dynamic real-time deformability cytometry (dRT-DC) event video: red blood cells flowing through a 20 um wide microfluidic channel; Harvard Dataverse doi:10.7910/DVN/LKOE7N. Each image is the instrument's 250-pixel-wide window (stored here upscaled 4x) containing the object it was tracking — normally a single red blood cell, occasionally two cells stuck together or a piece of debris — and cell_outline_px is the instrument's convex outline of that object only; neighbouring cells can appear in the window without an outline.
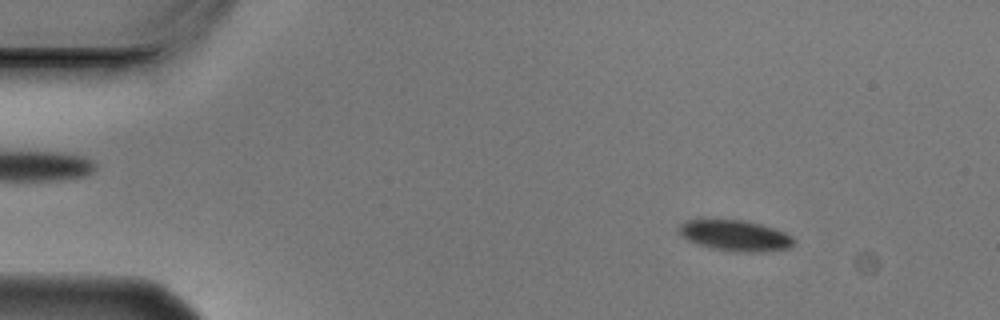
{"species": "Egyptian fruit bat (a non-hibernating species)", "species_latin": "Rousettus aegyptiacus", "temperature_condition": "cold", "stored_images_in_passage": 6, "camera_frame_rate_fps": 3000, "um_per_image_px": 0.085, "animal": {"sex": "male"}, "frame": {"image": 1, "passage_image": 2, "time_ms": 0.333, "image_size_px": [1000, 320], "cell_outline_px": [[796, 240], [788, 248], [764, 252], [736, 252], [712, 248], [696, 244], [680, 236], [676, 228], [680, 224], [688, 220], [744, 220], [760, 224], [784, 232], [792, 236]], "centroid_in_image_um": [62.46, 20.03], "position_along_channel_um": 22.5, "area_um2": 20.69}}
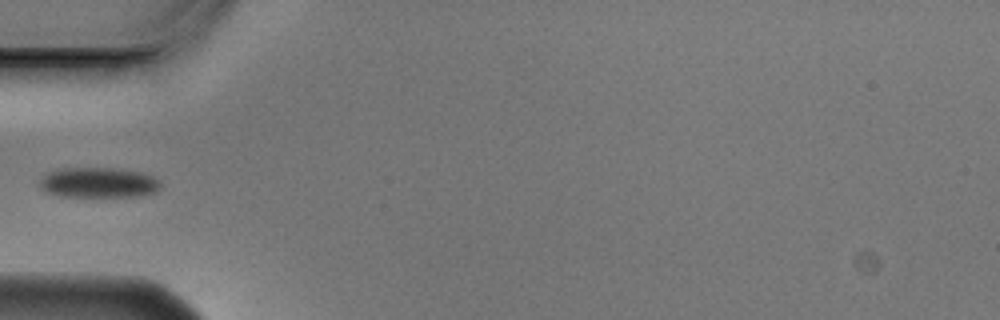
{"frame": {"image": 2, "passage_image": 5, "time_ms": 1.333, "image_size_px": [1000, 320], "cell_outline_px": [[160, 188], [156, 192], [140, 196], [60, 196], [48, 192], [40, 188], [40, 180], [48, 172], [60, 168], [112, 168], [144, 172], [160, 180]], "centroid_in_image_um": [8.4, 15.51], "position_along_channel_um": 76.6, "area_um2": 21.33}}
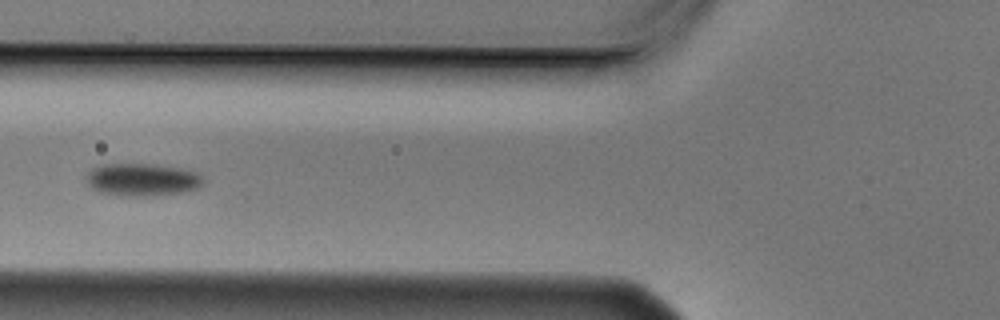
{"frame": {"image": 3, "passage_image": 6, "time_ms": 1.667, "image_size_px": [1000, 320], "cell_outline_px": [[204, 184], [200, 188], [184, 192], [144, 196], [132, 196], [100, 192], [92, 188], [88, 184], [84, 176], [92, 168], [104, 164], [156, 164], [180, 168], [196, 172], [204, 180]], "centroid_in_image_um": [12.1, 15.26], "position_along_channel_um": 113.7, "area_um2": 22.25}}